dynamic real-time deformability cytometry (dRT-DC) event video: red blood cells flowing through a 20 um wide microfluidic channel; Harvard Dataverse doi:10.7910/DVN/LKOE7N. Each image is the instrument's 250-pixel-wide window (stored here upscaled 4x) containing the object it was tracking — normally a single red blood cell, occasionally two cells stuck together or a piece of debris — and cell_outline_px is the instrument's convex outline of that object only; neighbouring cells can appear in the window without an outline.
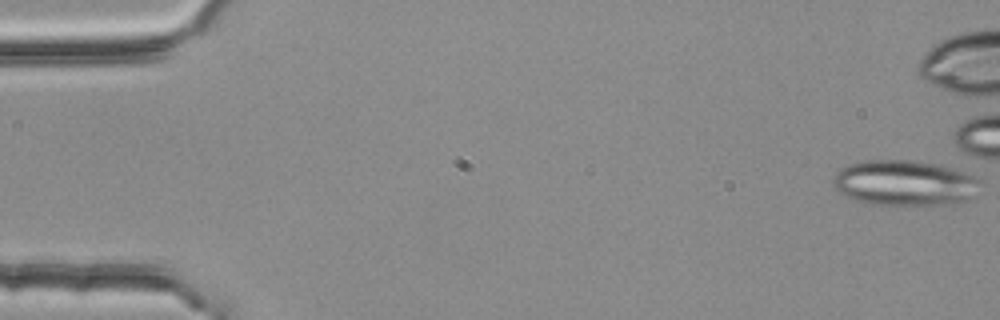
{"species": "common noctule bat (a hibernating species)", "species_latin": "Nyctalus noctula", "temperature_condition": "room temperature", "stored_images_in_passage": 4, "camera_frame_rate_fps": 3000, "um_per_image_px": 0.085, "animal": {"sex": "female", "body_mass_g": 25.1}, "frame": {"image": 1, "passage_image": 1, "time_ms": 0.0, "image_size_px": [1000, 320], "cell_outline_px": [[980, 196], [956, 204], [864, 204], [844, 196], [832, 184], [832, 180], [836, 172], [840, 168], [848, 164], [864, 160], [916, 160], [936, 164], [952, 168], [976, 176], [980, 180]], "centroid_in_image_um": [76.93, 15.55], "position_along_channel_um": 8.1, "area_um2": 39.65}}